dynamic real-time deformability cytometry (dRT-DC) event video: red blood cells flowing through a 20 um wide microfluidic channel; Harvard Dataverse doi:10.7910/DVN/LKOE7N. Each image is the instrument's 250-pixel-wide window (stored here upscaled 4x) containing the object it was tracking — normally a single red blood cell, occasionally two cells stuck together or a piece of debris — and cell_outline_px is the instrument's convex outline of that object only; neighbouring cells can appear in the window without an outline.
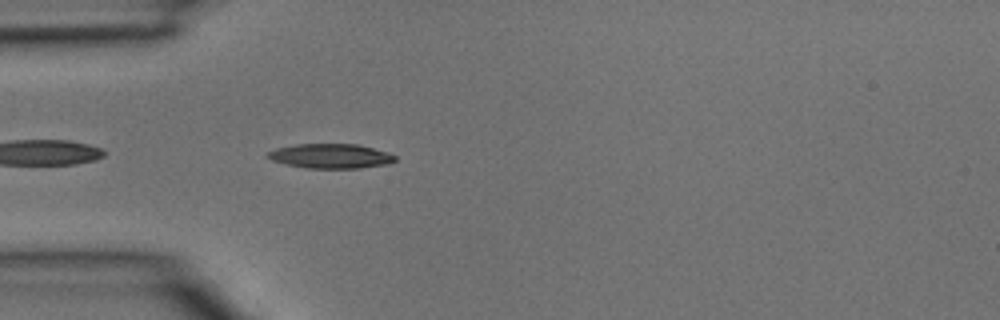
{"species": "common noctule bat (a hibernating species)", "species_latin": "Nyctalus noctula", "temperature_condition": "room temperature", "stored_images_in_passage": 3, "camera_frame_rate_fps": 3000, "um_per_image_px": 0.085, "animal": {"sex": "male", "body_mass_g": 15.6}, "frame": {"image": 1, "passage_image": 3, "time_ms": 0.667, "image_size_px": [1000, 320], "cell_outline_px": [[396, 160], [388, 164], [360, 168], [308, 168], [288, 164], [272, 160], [264, 156], [268, 152], [276, 148], [296, 144], [360, 144], [388, 152], [396, 156]], "centroid_in_image_um": [28.13, 13.26], "position_along_channel_um": 56.9, "area_um2": 18.26}}